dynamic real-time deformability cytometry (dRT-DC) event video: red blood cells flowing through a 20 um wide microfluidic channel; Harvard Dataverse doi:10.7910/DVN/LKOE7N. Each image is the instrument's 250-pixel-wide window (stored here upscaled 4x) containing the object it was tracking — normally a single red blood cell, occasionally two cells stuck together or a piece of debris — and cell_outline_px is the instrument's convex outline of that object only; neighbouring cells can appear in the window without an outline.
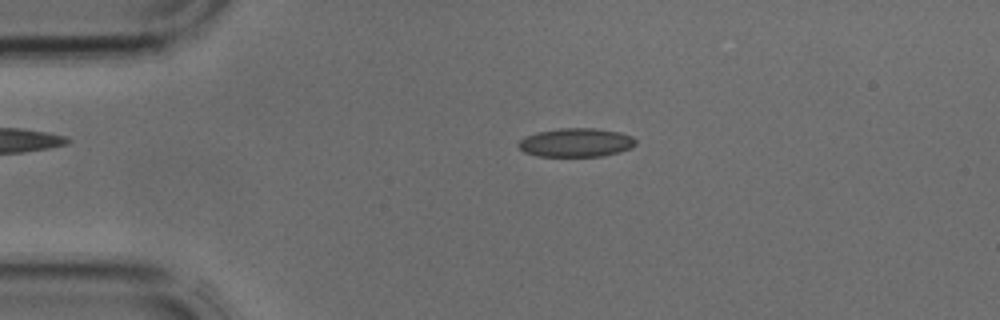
{"species": "common noctule bat (a hibernating species)", "species_latin": "Nyctalus noctula", "temperature_condition": "cold", "stored_images_in_passage": 3, "camera_frame_rate_fps": 3000, "um_per_image_px": 0.085, "animal": {"sex": "male", "body_mass_g": 17.9, "forearm_length_mm": 54.2}, "frame": {"image": 1, "passage_image": 2, "time_ms": 0.333, "image_size_px": [1000, 320], "cell_outline_px": [[636, 144], [632, 148], [620, 152], [600, 156], [536, 156], [524, 152], [516, 144], [524, 136], [536, 132], [560, 128], [596, 128], [620, 132], [632, 136], [636, 140]], "centroid_in_image_um": [48.96, 12.11], "position_along_channel_um": 36.0, "area_um2": 19.83}}